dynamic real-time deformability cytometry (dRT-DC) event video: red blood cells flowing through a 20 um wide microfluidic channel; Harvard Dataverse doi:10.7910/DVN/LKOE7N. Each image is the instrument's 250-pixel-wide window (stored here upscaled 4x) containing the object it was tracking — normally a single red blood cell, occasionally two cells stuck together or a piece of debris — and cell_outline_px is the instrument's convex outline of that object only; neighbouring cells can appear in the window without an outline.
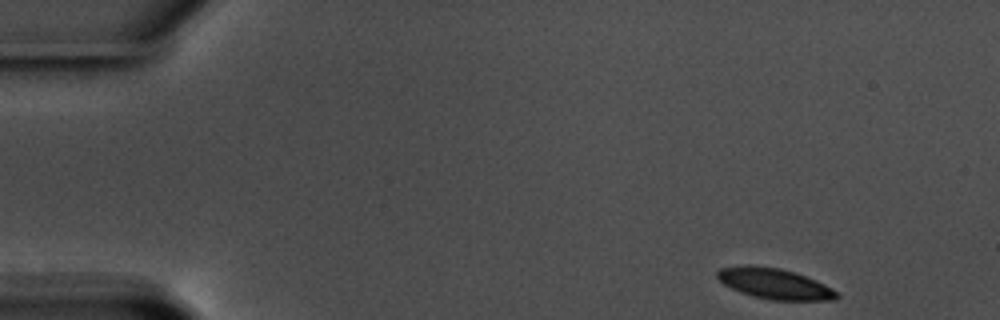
{"species": "common noctule bat (a hibernating species)", "species_latin": "Nyctalus noctula", "temperature_condition": "warm", "stored_images_in_passage": 7, "camera_frame_rate_fps": 3000, "um_per_image_px": 0.085, "animal": {"sex": "male", "body_mass_g": 17.5, "forearm_length_mm": 52.3}, "frame": {"image": 1, "passage_image": 1, "time_ms": 0.0, "image_size_px": [1000, 320], "cell_outline_px": [[840, 296], [836, 300], [772, 300], [752, 296], [740, 292], [724, 284], [716, 276], [716, 272], [720, 268], [744, 264], [752, 264], [780, 268], [796, 272], [816, 280], [832, 288]], "centroid_in_image_um": [65.82, 24.09], "position_along_channel_um": 19.2, "area_um2": 21.56}}